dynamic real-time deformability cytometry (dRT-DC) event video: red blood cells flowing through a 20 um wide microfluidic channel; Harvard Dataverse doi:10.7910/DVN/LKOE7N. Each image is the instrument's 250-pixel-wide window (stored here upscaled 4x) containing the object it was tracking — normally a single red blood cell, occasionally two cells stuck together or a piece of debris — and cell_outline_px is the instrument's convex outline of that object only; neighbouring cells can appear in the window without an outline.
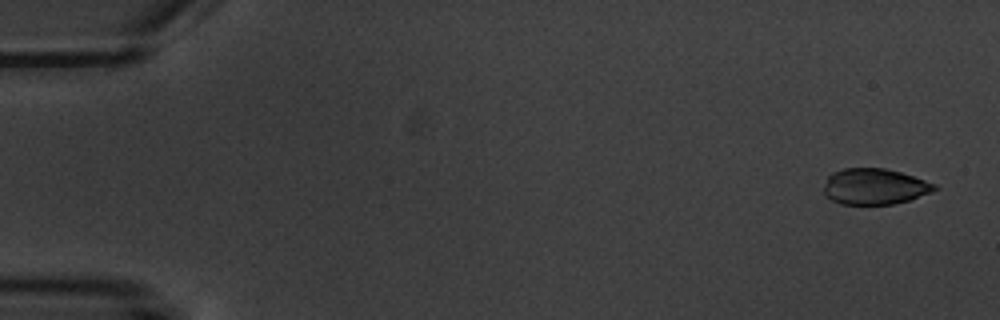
{"species": "common noctule bat (a hibernating species)", "species_latin": "Nyctalus noctula", "temperature_condition": "warm", "stored_images_in_passage": 6, "camera_frame_rate_fps": 3000, "um_per_image_px": 0.085, "animal": {"sex": "male", "body_mass_g": 20.1, "forearm_length_mm": 53.5}, "frame": {"image": 1, "passage_image": 1, "time_ms": 0.0, "image_size_px": [1000, 320], "cell_outline_px": [[940, 188], [932, 192], [908, 200], [892, 204], [840, 204], [824, 196], [824, 188], [828, 176], [832, 172], [844, 168], [884, 168], [900, 172], [936, 184]], "centroid_in_image_um": [74.33, 15.85], "position_along_channel_um": 10.7, "area_um2": 23.18}}
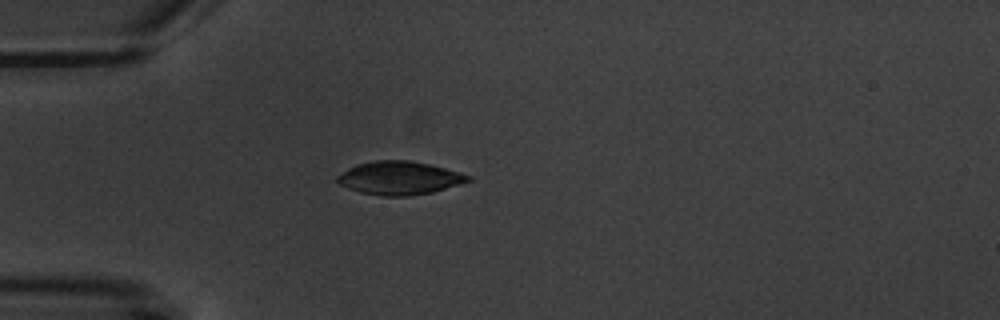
{"frame": {"image": 2, "passage_image": 5, "time_ms": 4.667, "image_size_px": [1000, 320], "cell_outline_px": [[472, 180], [460, 184], [432, 192], [408, 196], [384, 196], [360, 192], [348, 188], [340, 184], [336, 180], [336, 176], [348, 168], [356, 164], [376, 160], [408, 160], [428, 164], [460, 172], [472, 176]], "centroid_in_image_um": [33.94, 15.13], "position_along_channel_um": 51.1, "area_um2": 25.32}}